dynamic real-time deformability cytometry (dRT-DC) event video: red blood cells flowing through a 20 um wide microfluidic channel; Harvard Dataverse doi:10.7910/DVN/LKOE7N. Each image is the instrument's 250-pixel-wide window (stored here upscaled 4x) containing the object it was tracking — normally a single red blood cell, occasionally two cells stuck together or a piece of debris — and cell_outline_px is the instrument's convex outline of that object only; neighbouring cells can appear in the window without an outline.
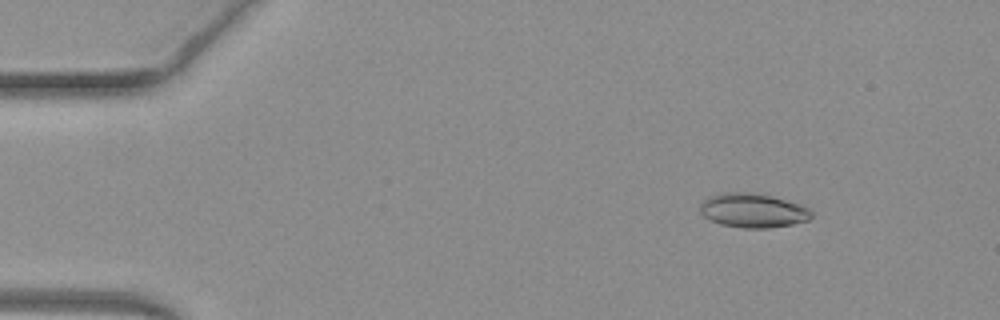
{"species": "common noctule bat (a hibernating species)", "species_latin": "Nyctalus noctula", "temperature_condition": "warm", "stored_images_in_passage": 50, "camera_frame_rate_fps": 3000, "um_per_image_px": 0.085, "animal": {"sex": "female", "body_mass_g": 19.3, "forearm_length_mm": 54.1}, "frame": {"image": 1, "passage_image": 6, "time_ms": 1.667, "image_size_px": [1000, 320], "cell_outline_px": [[812, 216], [808, 220], [792, 224], [768, 228], [744, 228], [720, 224], [708, 220], [700, 212], [700, 204], [704, 200], [720, 192], [756, 192], [804, 204], [812, 212]], "centroid_in_image_um": [64.01, 17.88], "position_along_channel_um": 21.0, "area_um2": 22.48}}
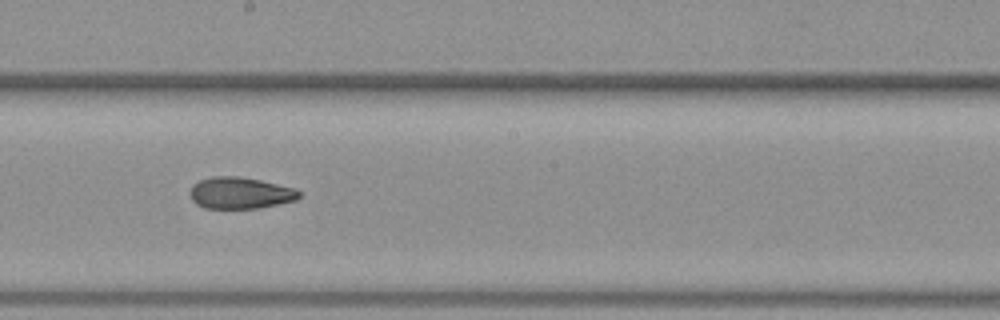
{"frame": {"image": 2, "passage_image": 28, "time_ms": 9.0, "image_size_px": [1000, 320], "cell_outline_px": [[300, 196], [296, 200], [260, 208], [204, 208], [196, 204], [192, 200], [188, 192], [192, 184], [200, 180], [212, 176], [240, 176], [260, 180], [296, 188], [300, 192]], "centroid_in_image_um": [20.39, 16.4], "position_along_channel_um": 227.8, "area_um2": 20.29}}
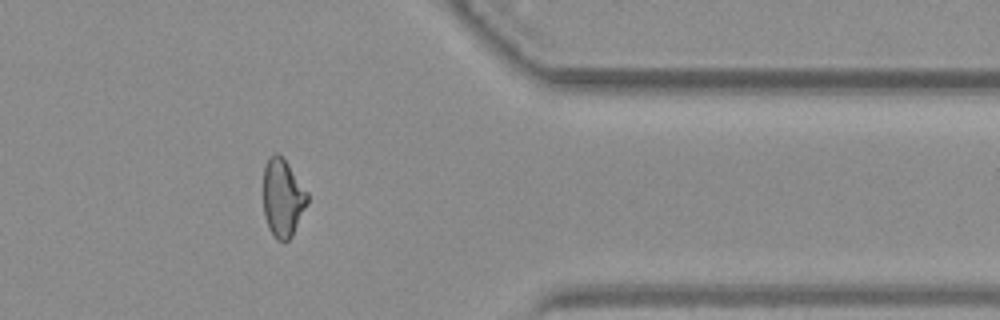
{"frame": {"image": 3, "passage_image": 41, "time_ms": 13.333, "image_size_px": [1000, 320], "cell_outline_px": [[308, 204], [292, 236], [288, 240], [276, 240], [268, 228], [264, 216], [264, 168], [268, 156], [276, 152], [288, 164], [308, 192]], "centroid_in_image_um": [24.04, 16.83], "position_along_channel_um": 387.4, "area_um2": 20.06}, "authors_computed_cell_mechanics": {"area_um2": 21.0103, "velocity_mm_per_s": 4.0764, "shape_relaxation_time_tau1_ms": null, "shape_relaxation_time_tau2_ms": 1.9608, "deformation_change_tau1": null, "deformation_change_tau2": 0.0839}}